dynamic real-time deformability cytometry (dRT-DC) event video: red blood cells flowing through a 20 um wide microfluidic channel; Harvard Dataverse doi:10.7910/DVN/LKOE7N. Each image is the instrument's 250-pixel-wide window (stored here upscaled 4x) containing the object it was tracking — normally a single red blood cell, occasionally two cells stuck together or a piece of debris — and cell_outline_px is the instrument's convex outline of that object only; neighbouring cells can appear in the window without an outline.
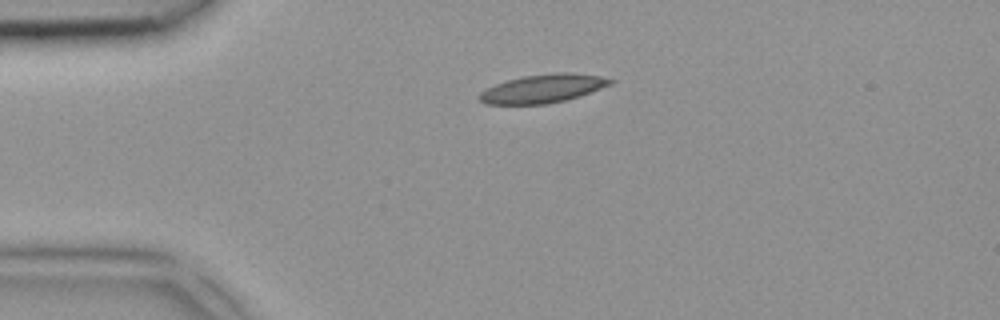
{"species": "common noctule bat (a hibernating species)", "species_latin": "Nyctalus noctula", "temperature_condition": "room temperature", "stored_images_in_passage": 4, "camera_frame_rate_fps": 3000, "um_per_image_px": 0.085, "animal": {"sex": "female", "body_mass_g": 18.4}, "frame": {"image": 1, "passage_image": 1, "time_ms": 0.0, "image_size_px": [1000, 320], "cell_outline_px": [[616, 80], [612, 84], [580, 96], [548, 104], [484, 104], [476, 96], [480, 92], [496, 84], [508, 80], [524, 76], [556, 72], [572, 72], [600, 76]], "centroid_in_image_um": [46.16, 7.52], "position_along_channel_um": 38.8, "area_um2": 21.73}}